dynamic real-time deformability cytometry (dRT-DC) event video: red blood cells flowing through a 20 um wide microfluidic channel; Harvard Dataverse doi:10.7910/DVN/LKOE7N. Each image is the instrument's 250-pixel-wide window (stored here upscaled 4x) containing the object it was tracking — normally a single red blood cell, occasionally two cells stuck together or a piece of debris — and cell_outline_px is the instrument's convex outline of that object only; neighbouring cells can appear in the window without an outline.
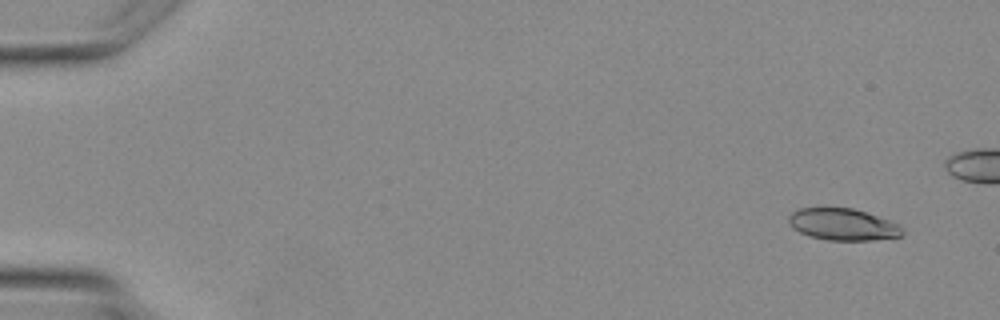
{"species": "Egyptian fruit bat (a non-hibernating species)", "species_latin": "Rousettus aegyptiacus", "temperature_condition": "warm", "stored_images_in_passage": 3, "segment_of_instrument_passage": [2, 2], "camera_frame_rate_fps": 3000, "um_per_image_px": 0.085, "animal": {"sex": "female"}, "frame": {"image": 1, "passage_image": 3, "time_ms": 3.333, "image_size_px": [1000, 320], "cell_outline_px": [[904, 232], [900, 236], [872, 240], [828, 240], [808, 236], [792, 228], [788, 220], [788, 216], [792, 212], [800, 208], [852, 208], [900, 224], [904, 228]], "centroid_in_image_um": [71.63, 19.08], "position_along_channel_um": 13.4, "area_um2": 20.98}}